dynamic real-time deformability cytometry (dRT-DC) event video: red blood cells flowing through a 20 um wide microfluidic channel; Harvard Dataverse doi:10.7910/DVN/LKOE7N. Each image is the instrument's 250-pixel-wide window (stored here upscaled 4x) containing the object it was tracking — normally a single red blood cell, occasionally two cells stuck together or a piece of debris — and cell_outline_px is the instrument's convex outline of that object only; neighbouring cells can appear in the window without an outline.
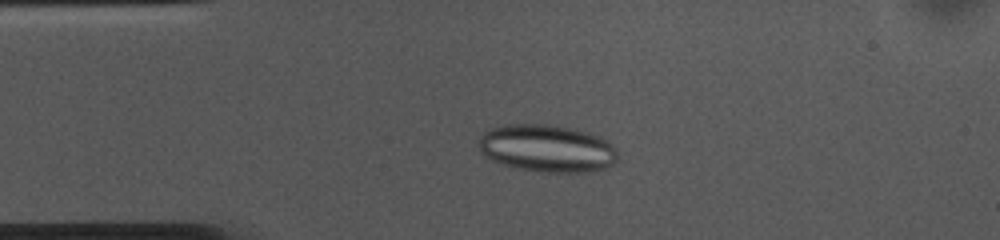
{"species": "common noctule bat (a hibernating species)", "species_latin": "Nyctalus noctula", "temperature_condition": "cold", "stored_images_in_passage": 52, "camera_frame_rate_fps": 3000, "um_per_image_px": 0.085, "animal": {"sex": "female", "body_mass_g": 10.0, "forearm_length_mm": 53.1}, "frame": {"image": 1, "passage_image": 10, "time_ms": 3.0, "image_size_px": [1000, 240], "cell_outline_px": [[616, 164], [608, 168], [596, 172], [544, 172], [516, 168], [492, 160], [480, 152], [480, 136], [484, 132], [500, 124], [548, 124], [572, 128], [588, 132], [600, 136], [612, 144], [616, 148]], "centroid_in_image_um": [46.54, 12.61], "position_along_channel_um": 38.5, "area_um2": 38.78}}
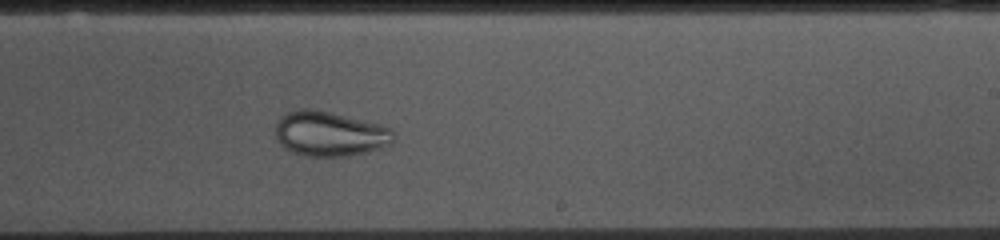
{"frame": {"image": 2, "passage_image": 30, "time_ms": 9.667, "image_size_px": [1000, 240], "cell_outline_px": [[392, 144], [380, 148], [348, 156], [304, 156], [292, 152], [284, 148], [276, 140], [276, 124], [280, 116], [288, 112], [304, 108], [308, 108], [328, 112], [380, 124], [392, 128]], "centroid_in_image_um": [27.99, 11.38], "position_along_channel_um": 261.0, "area_um2": 30.69}}
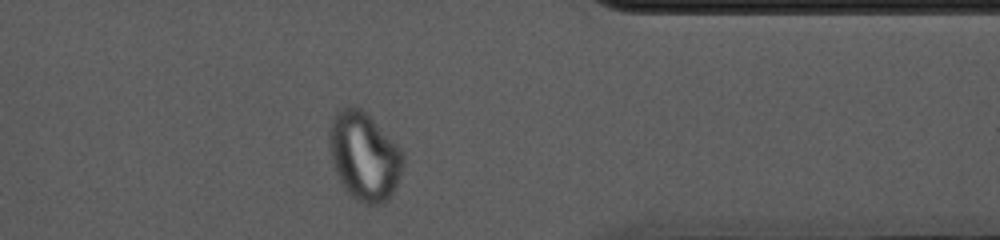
{"frame": {"image": 3, "passage_image": 41, "time_ms": 13.333, "image_size_px": [1000, 240], "cell_outline_px": [[404, 164], [396, 184], [388, 200], [380, 204], [368, 204], [356, 200], [344, 188], [332, 164], [328, 144], [328, 132], [332, 120], [336, 112], [348, 104], [356, 104], [404, 152]], "centroid_in_image_um": [30.92, 13.26], "position_along_channel_um": 380.5, "area_um2": 37.8}}